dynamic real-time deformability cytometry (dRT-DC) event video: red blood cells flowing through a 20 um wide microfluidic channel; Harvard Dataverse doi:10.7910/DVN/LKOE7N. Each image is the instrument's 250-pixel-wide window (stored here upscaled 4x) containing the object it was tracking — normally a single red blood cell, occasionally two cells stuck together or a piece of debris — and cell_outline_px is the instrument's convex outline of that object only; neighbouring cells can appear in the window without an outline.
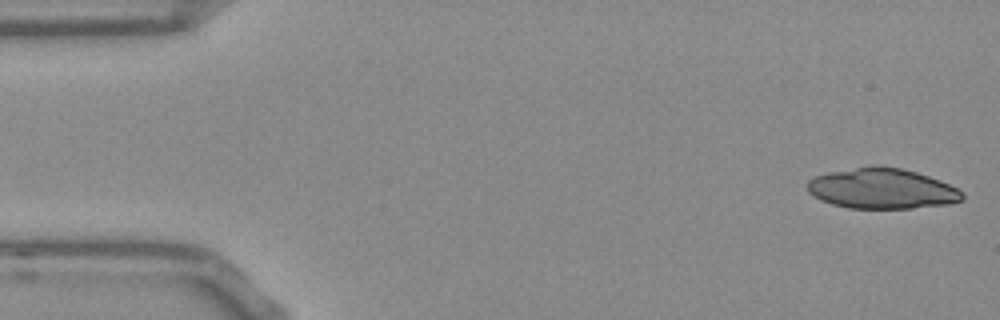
{"species": "Egyptian fruit bat (a non-hibernating species)", "species_latin": "Rousettus aegyptiacus", "temperature_condition": "room temperature", "stored_images_in_passage": 19, "camera_frame_rate_fps": 3000, "um_per_image_px": 0.085, "frame": {"image": 1, "passage_image": 1, "time_ms": 0.0, "image_size_px": [1000, 320], "cell_outline_px": [[964, 200], [948, 204], [912, 208], [848, 208], [832, 204], [820, 200], [808, 192], [808, 180], [816, 176], [832, 172], [868, 164], [880, 164], [900, 168], [916, 172], [940, 180], [964, 192]], "centroid_in_image_um": [74.97, 16.02], "position_along_channel_um": 10.0, "area_um2": 36.7}}